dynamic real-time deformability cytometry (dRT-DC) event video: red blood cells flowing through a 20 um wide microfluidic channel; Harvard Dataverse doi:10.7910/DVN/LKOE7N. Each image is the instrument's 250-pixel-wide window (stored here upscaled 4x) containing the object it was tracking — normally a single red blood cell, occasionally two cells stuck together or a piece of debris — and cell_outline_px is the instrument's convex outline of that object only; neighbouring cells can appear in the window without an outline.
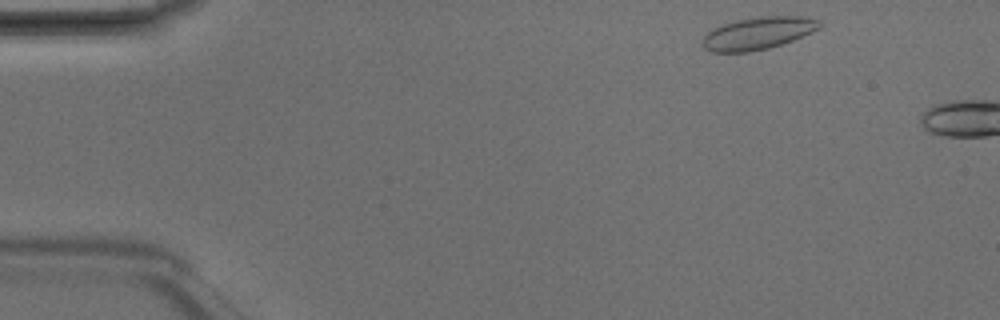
{"species": "Egyptian fruit bat (a non-hibernating species)", "species_latin": "Rousettus aegyptiacus", "temperature_condition": "room temperature", "stored_images_in_passage": 2, "camera_frame_rate_fps": 3000, "um_per_image_px": 0.085, "animal": {"sex": "male"}, "frame": {"image": 1, "passage_image": 1, "time_ms": 0.0, "image_size_px": [1000, 320], "cell_outline_px": [[820, 28], [812, 32], [792, 40], [768, 48], [748, 52], [712, 52], [704, 48], [700, 44], [700, 40], [708, 32], [724, 24], [736, 20], [760, 16], [800, 16], [820, 20]], "centroid_in_image_um": [64.4, 2.83], "position_along_channel_um": 20.6, "area_um2": 21.96}}